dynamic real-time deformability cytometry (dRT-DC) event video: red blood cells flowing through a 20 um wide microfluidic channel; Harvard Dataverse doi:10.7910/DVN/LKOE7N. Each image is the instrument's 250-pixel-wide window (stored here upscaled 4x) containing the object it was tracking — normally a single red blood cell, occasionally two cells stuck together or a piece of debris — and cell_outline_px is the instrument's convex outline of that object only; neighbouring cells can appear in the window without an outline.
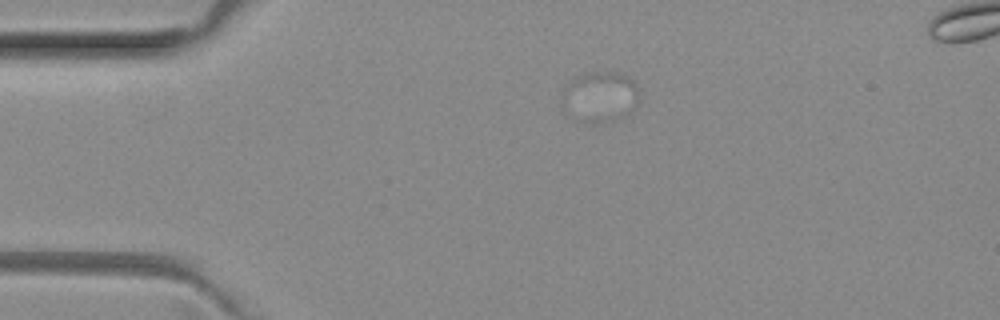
{"species": "common noctule bat (a hibernating species)", "species_latin": "Nyctalus noctula", "temperature_condition": "room temperature", "stored_images_in_passage": 3, "camera_frame_rate_fps": 3000, "um_per_image_px": 0.085, "animal": {"sex": "female", "body_mass_g": 29.2, "forearm_length_mm": 56.3}, "frame": {"image": 1, "passage_image": 1, "time_ms": 0.0, "image_size_px": [1000, 320], "cell_outline_px": [[640, 88], [636, 104], [624, 116], [612, 120], [596, 124], [592, 124], [572, 120], [564, 92], [564, 88], [572, 80], [580, 76], [592, 72], [616, 72], [628, 76]], "centroid_in_image_um": [51.07, 8.24], "position_along_channel_um": 33.9, "area_um2": 22.2}}